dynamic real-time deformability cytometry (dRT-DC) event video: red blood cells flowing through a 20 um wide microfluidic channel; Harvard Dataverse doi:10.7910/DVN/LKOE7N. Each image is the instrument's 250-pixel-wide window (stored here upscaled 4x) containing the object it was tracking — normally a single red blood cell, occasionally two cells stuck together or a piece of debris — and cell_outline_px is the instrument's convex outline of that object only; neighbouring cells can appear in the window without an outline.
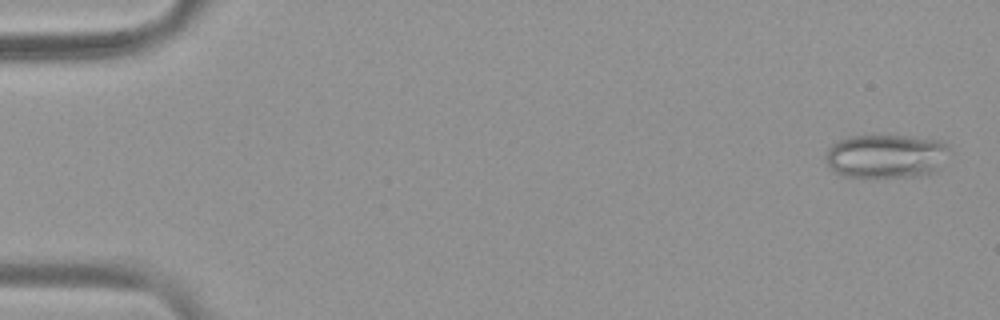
{"species": "common noctule bat (a hibernating species)", "species_latin": "Nyctalus noctula", "temperature_condition": "warm", "stored_images_in_passage": 54, "camera_frame_rate_fps": 3000, "um_per_image_px": 0.085, "animal": {"sex": "female", "body_mass_g": 19.9}, "frame": {"image": 1, "passage_image": 2, "time_ms": 0.333, "image_size_px": [1000, 320], "cell_outline_px": [[952, 152], [940, 168], [936, 172], [920, 176], [876, 180], [844, 176], [836, 172], [828, 164], [828, 148], [832, 144], [848, 136], [872, 132], [908, 136], [940, 140], [948, 144]], "centroid_in_image_um": [75.39, 13.27], "position_along_channel_um": 9.6, "area_um2": 33.52}}
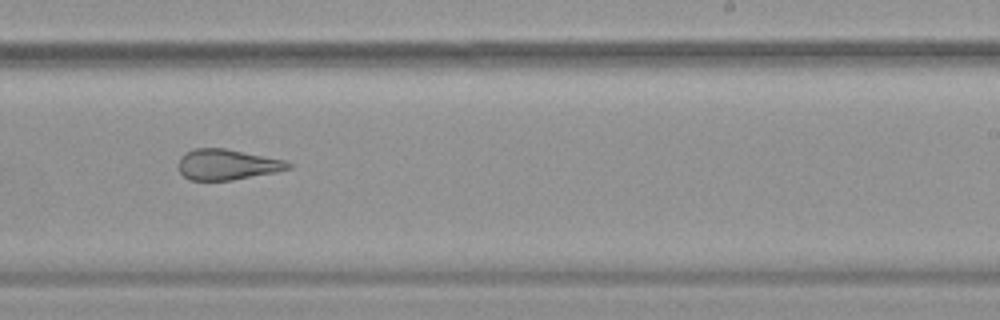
{"frame": {"image": 2, "passage_image": 34, "time_ms": 11.0, "image_size_px": [1000, 320], "cell_outline_px": [[292, 168], [276, 172], [232, 180], [188, 180], [180, 172], [180, 156], [184, 152], [192, 148], [224, 148], [284, 160], [292, 164]], "centroid_in_image_um": [19.29, 13.98], "position_along_channel_um": 269.7, "area_um2": 19.54}}
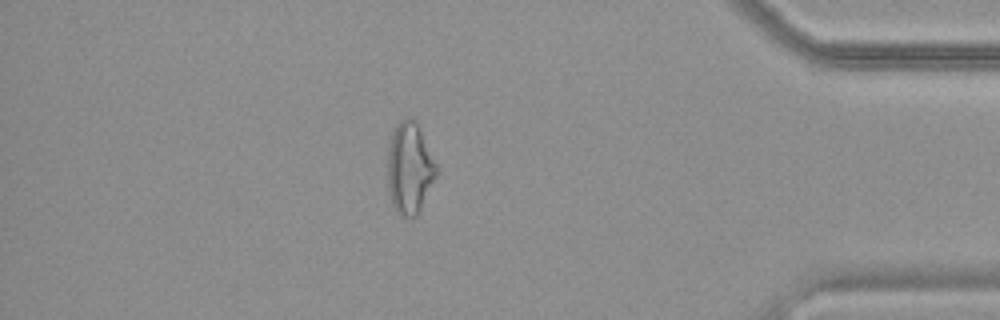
{"frame": {"image": 3, "passage_image": 47, "time_ms": 15.333, "image_size_px": [1000, 320], "cell_outline_px": [[436, 176], [416, 216], [400, 216], [396, 212], [392, 204], [388, 188], [388, 144], [392, 132], [396, 124], [400, 120], [408, 116], [412, 116], [416, 120], [420, 128], [436, 164]], "centroid_in_image_um": [34.79, 14.24], "position_along_channel_um": 400.4, "area_um2": 25.89}, "authors_computed_cell_mechanics": {"area_um2": 26.588, "velocity_mm_per_s": 3.7838, "shape_relaxation_time_tau1_ms": null, "shape_relaxation_time_tau2_ms": 2.2198, "deformation_change_tau1": null, "deformation_change_tau2": 0.1222}}